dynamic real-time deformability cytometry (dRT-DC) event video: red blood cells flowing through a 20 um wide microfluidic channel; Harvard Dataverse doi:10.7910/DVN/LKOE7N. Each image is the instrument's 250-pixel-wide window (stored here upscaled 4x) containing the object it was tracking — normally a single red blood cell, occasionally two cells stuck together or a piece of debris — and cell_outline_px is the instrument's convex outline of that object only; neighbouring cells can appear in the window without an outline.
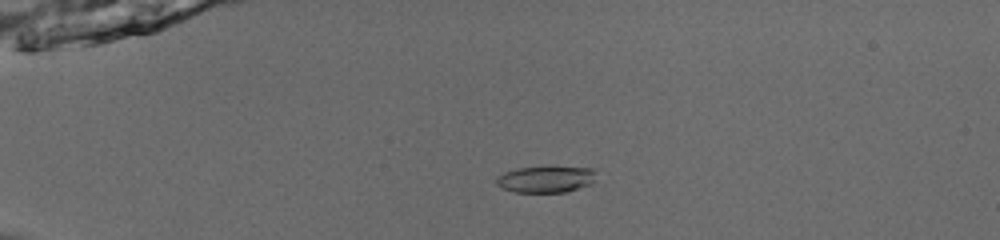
{"species": "common noctule bat (a hibernating species)", "species_latin": "Nyctalus noctula", "temperature_condition": "room temperature", "stored_images_in_passage": 45, "camera_frame_rate_fps": 3000, "um_per_image_px": 0.085, "animal": {"sex": "male", "body_mass_g": 13.0, "forearm_length_mm": 53.1}, "frame": {"image": 1, "passage_image": 6, "time_ms": 1.667, "image_size_px": [1000, 240], "cell_outline_px": [[596, 172], [592, 184], [568, 192], [516, 192], [500, 188], [496, 184], [496, 176], [504, 172], [516, 168], [592, 168]], "centroid_in_image_um": [46.36, 15.26], "position_along_channel_um": 38.6, "area_um2": 15.26}}
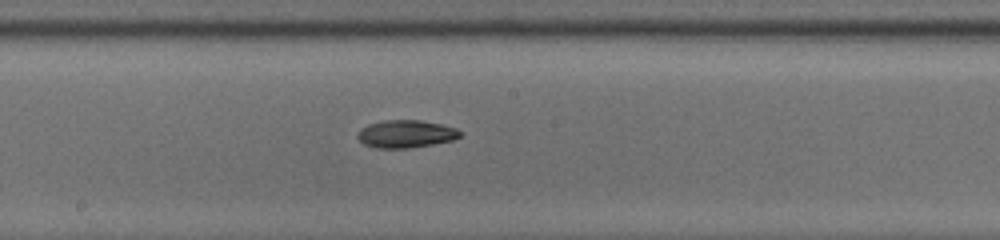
{"frame": {"image": 2, "passage_image": 23, "time_ms": 7.333, "image_size_px": [1000, 240], "cell_outline_px": [[460, 136], [452, 140], [432, 144], [408, 148], [376, 148], [364, 144], [356, 136], [360, 128], [368, 124], [384, 120], [420, 120], [440, 124], [456, 128], [460, 132]], "centroid_in_image_um": [34.45, 11.38], "position_along_channel_um": 213.7, "area_um2": 16.42}}
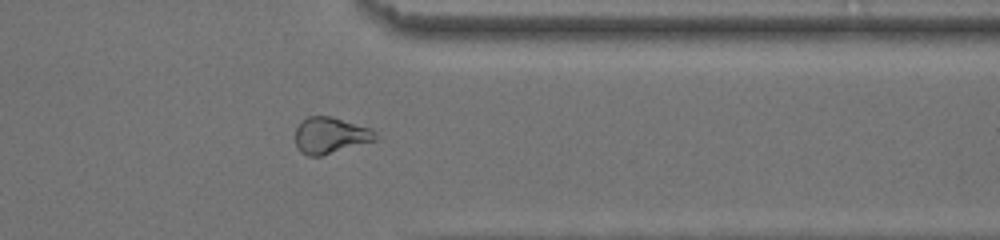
{"frame": {"image": 3, "passage_image": 36, "time_ms": 11.667, "image_size_px": [1000, 240], "cell_outline_px": [[380, 136], [376, 140], [320, 156], [308, 156], [300, 152], [296, 144], [296, 128], [308, 116], [332, 116], [372, 128]], "centroid_in_image_um": [28.12, 11.5], "position_along_channel_um": 383.3, "area_um2": 16.99}, "authors_computed_cell_mechanics": {"area_um2": 16.8198, "velocity_mm_per_s": 3.9542, "shape_relaxation_time_tau1_ms": 3.4282, "shape_relaxation_time_tau2_ms": 5.7394, "deformation_change_tau1": 0.1073, "deformation_change_tau2": 0.1537}}